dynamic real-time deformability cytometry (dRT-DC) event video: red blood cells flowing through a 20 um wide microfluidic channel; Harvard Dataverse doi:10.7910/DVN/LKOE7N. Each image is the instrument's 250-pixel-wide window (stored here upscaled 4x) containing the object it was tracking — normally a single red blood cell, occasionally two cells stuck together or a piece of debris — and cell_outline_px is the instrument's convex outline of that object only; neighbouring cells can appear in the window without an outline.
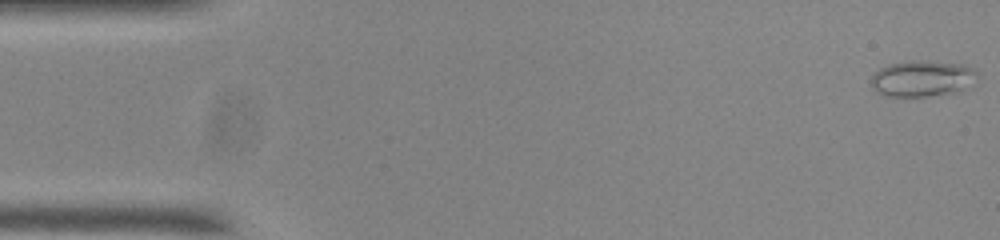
{"species": "common noctule bat (a hibernating species)", "species_latin": "Nyctalus noctula", "temperature_condition": "room temperature", "stored_images_in_passage": 54, "camera_frame_rate_fps": 3000, "um_per_image_px": 0.085, "animal": {"sex": "male", "body_mass_g": 20.0, "forearm_length_mm": 53.3}, "frame": {"image": 1, "passage_image": 1, "time_ms": 0.0, "image_size_px": [1000, 240], "cell_outline_px": [[976, 72], [960, 92], [924, 96], [884, 96], [876, 92], [872, 88], [868, 80], [880, 68], [888, 64], [912, 60], [916, 60], [964, 64], [976, 68]], "centroid_in_image_um": [78.29, 6.67], "position_along_channel_um": 6.7, "area_um2": 22.2}}
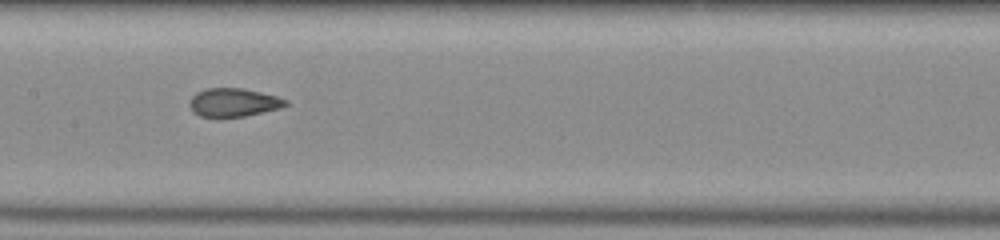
{"frame": {"image": 2, "passage_image": 26, "time_ms": 8.333, "image_size_px": [1000, 240], "cell_outline_px": [[288, 104], [280, 108], [244, 116], [200, 116], [192, 112], [188, 104], [192, 96], [196, 92], [208, 88], [244, 88], [276, 96], [288, 100]], "centroid_in_image_um": [19.83, 8.69], "position_along_channel_um": 187.6, "area_um2": 15.78}}
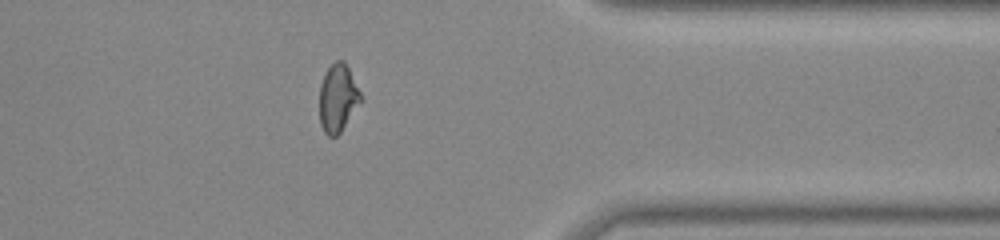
{"frame": {"image": 3, "passage_image": 43, "time_ms": 14.0, "image_size_px": [1000, 240], "cell_outline_px": [[360, 100], [340, 132], [336, 136], [328, 136], [324, 132], [320, 124], [320, 84], [328, 68], [336, 60], [344, 60], [360, 92]], "centroid_in_image_um": [28.68, 8.32], "position_along_channel_um": 382.7, "area_um2": 15.72}, "authors_computed_cell_mechanics": {"area_um2": 16.5019, "velocity_mm_per_s": 3.7361, "shape_relaxation_time_tau1_ms": null, "shape_relaxation_time_tau2_ms": 1.1856, "deformation_change_tau1": null, "deformation_change_tau2": 0.0802}}